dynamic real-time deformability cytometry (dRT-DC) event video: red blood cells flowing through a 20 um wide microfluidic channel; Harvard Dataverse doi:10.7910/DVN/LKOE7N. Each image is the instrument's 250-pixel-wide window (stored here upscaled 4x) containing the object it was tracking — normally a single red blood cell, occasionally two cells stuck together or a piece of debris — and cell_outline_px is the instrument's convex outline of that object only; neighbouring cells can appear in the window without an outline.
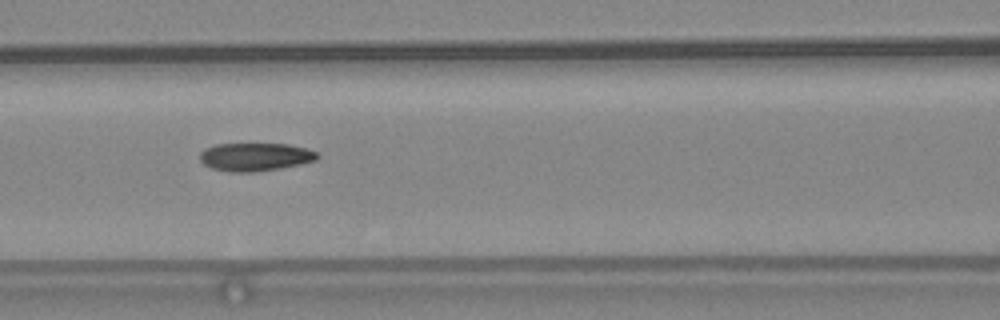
{"species": "common noctule bat (a hibernating species)", "species_latin": "Nyctalus noctula", "temperature_condition": "warm", "stored_images_in_passage": 27, "camera_frame_rate_fps": 3000, "um_per_image_px": 0.085, "animal": {"sex": "female", "body_mass_g": 24.6, "forearm_length_mm": 56.2}, "frame": {"image": 1, "passage_image": 8, "time_ms": 2.333, "image_size_px": [1000, 320], "cell_outline_px": [[320, 156], [316, 160], [300, 164], [280, 168], [252, 172], [228, 172], [212, 168], [204, 164], [200, 160], [200, 152], [204, 148], [216, 144], [288, 144], [304, 148], [316, 152]], "centroid_in_image_um": [21.66, 13.33], "position_along_channel_um": 144.9, "area_um2": 19.19}, "authors_computed_cell_mechanics": {"area_um2": 19.7098, "velocity_mm_per_s": 3.9575, "shape_relaxation_time_tau1_ms": 6.6572, "shape_relaxation_time_tau2_ms": 3.4352, "deformation_change_tau1": 0.1953, "deformation_change_tau2": 0.1037}}